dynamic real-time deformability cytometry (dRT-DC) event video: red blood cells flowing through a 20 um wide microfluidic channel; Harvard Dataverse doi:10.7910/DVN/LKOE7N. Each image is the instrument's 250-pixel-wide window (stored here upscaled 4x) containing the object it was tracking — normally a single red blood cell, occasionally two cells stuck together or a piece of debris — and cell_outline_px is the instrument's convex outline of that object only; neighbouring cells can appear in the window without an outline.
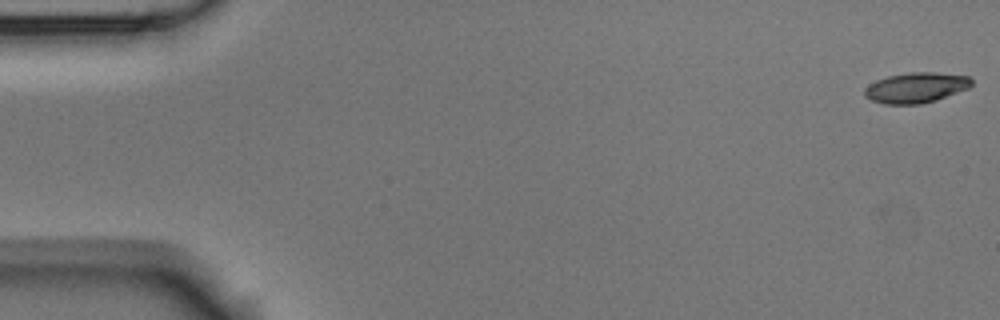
{"species": "Egyptian fruit bat (a non-hibernating species)", "species_latin": "Rousettus aegyptiacus", "temperature_condition": "room temperature", "stored_images_in_passage": 7, "camera_frame_rate_fps": 3000, "um_per_image_px": 0.085, "animal": {"sex": "male"}, "frame": {"image": 1, "passage_image": 1, "time_ms": 0.0, "image_size_px": [1000, 320], "cell_outline_px": [[972, 84], [968, 88], [936, 100], [920, 104], [884, 104], [872, 100], [864, 96], [864, 88], [868, 84], [876, 80], [888, 76], [908, 72], [932, 72], [968, 76], [972, 80]], "centroid_in_image_um": [77.82, 7.45], "position_along_channel_um": 7.2, "area_um2": 18.9}}
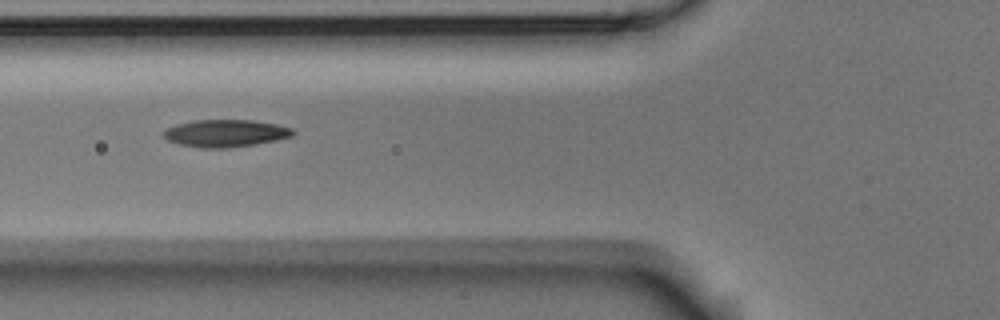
{"frame": {"image": 2, "passage_image": 6, "time_ms": 6.667, "image_size_px": [1000, 320], "cell_outline_px": [[296, 132], [292, 136], [276, 140], [252, 144], [224, 148], [204, 148], [180, 144], [168, 140], [164, 136], [164, 132], [168, 128], [176, 124], [192, 120], [252, 120], [276, 124], [292, 128]], "centroid_in_image_um": [19.18, 11.31], "position_along_channel_um": 106.6, "area_um2": 20.35}}
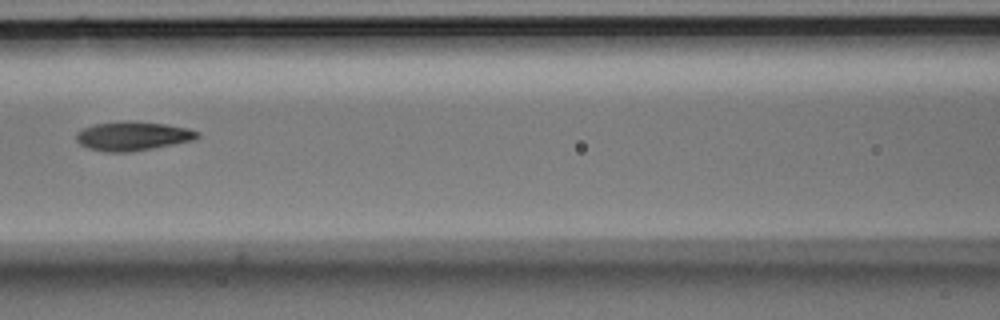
{"frame": {"image": 3, "passage_image": 7, "time_ms": 8.0, "image_size_px": [1000, 320], "cell_outline_px": [[200, 136], [192, 140], [152, 148], [128, 152], [108, 152], [88, 148], [80, 144], [76, 140], [76, 132], [92, 124], [164, 124], [188, 128], [200, 132]], "centroid_in_image_um": [11.27, 11.61], "position_along_channel_um": 155.3, "area_um2": 19.36}}